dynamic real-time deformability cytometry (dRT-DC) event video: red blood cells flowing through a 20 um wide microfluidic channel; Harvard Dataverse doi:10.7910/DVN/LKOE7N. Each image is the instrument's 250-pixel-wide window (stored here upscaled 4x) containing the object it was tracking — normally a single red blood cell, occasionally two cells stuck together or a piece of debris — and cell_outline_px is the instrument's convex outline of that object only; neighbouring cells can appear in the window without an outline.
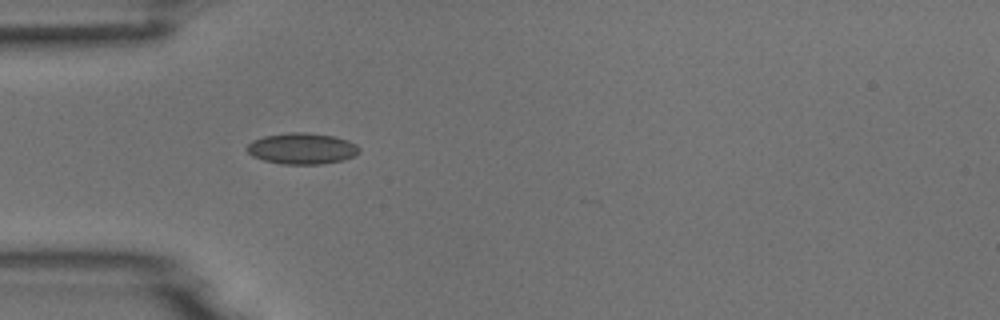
{"species": "common noctule bat (a hibernating species)", "species_latin": "Nyctalus noctula", "temperature_condition": "room temperature", "stored_images_in_passage": 1, "camera_frame_rate_fps": 3000, "um_per_image_px": 0.085, "animal": {"sex": "male", "body_mass_g": 18.8}, "frame": {"image": 1, "passage_image": 1, "time_ms": 0.0, "image_size_px": [1000, 320], "cell_outline_px": [[360, 152], [352, 156], [340, 160], [320, 164], [280, 164], [264, 160], [252, 156], [244, 148], [252, 140], [264, 136], [288, 132], [308, 132], [332, 136], [348, 140], [356, 144], [360, 148]], "centroid_in_image_um": [25.63, 12.61], "position_along_channel_um": 59.4, "area_um2": 20.4}}